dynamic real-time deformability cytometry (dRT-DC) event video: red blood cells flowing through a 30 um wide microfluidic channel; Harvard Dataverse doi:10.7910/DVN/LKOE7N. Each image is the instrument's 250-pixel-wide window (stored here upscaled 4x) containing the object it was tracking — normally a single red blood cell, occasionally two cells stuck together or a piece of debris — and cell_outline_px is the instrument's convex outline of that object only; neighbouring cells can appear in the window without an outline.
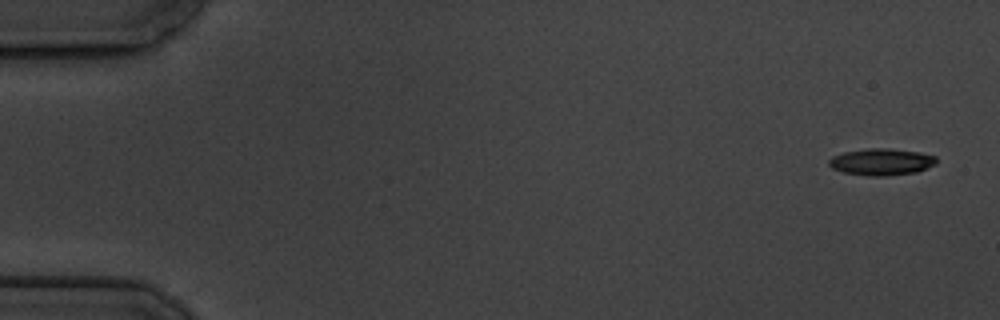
{"species": "common noctule bat (a hibernating species)", "species_latin": "Nyctalus noctula", "temperature_condition": "cold", "stored_images_in_passage": 7, "camera_frame_rate_fps": 3000, "um_per_image_px": 0.085, "animal": {"sex": "male", "body_mass_g": 19.5, "forearm_length_mm": 54.6}, "frame": {"image": 1, "passage_image": 1, "time_ms": 0.0, "image_size_px": [1000, 320], "cell_outline_px": [[936, 164], [916, 172], [888, 176], [868, 176], [844, 172], [832, 168], [828, 164], [828, 160], [832, 156], [844, 152], [868, 148], [888, 148], [920, 152], [936, 156]], "centroid_in_image_um": [74.92, 13.76], "position_along_channel_um": 10.1, "area_um2": 16.82}}
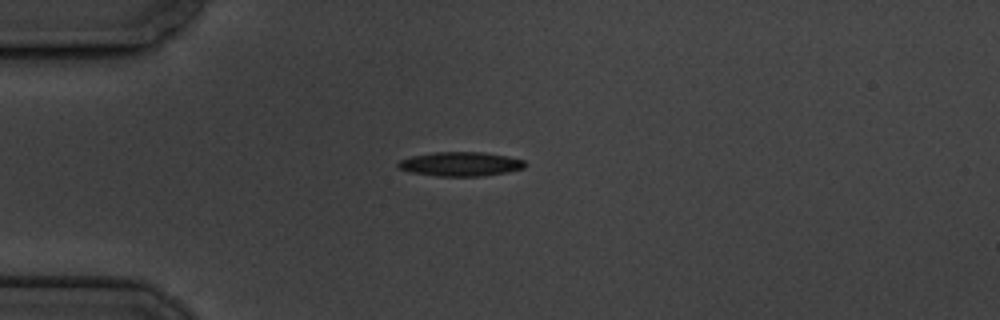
{"frame": {"image": 2, "passage_image": 5, "time_ms": 4.333, "image_size_px": [1000, 320], "cell_outline_px": [[528, 164], [524, 168], [508, 172], [484, 176], [436, 176], [412, 172], [400, 168], [396, 164], [400, 160], [412, 156], [432, 152], [484, 152], [508, 156], [524, 160]], "centroid_in_image_um": [39.19, 13.94], "position_along_channel_um": 45.8, "area_um2": 17.98}}
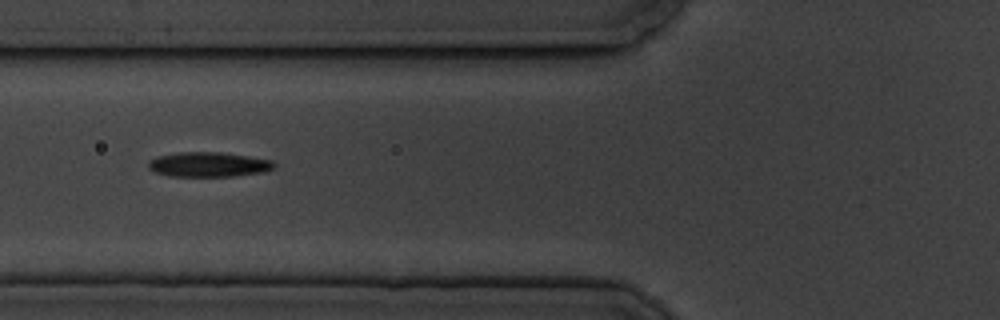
{"frame": {"image": 3, "passage_image": 7, "time_ms": 6.667, "image_size_px": [1000, 320], "cell_outline_px": [[276, 164], [272, 168], [264, 172], [232, 176], [168, 176], [156, 172], [148, 168], [148, 164], [152, 160], [160, 156], [180, 152], [220, 152], [248, 156], [272, 160]], "centroid_in_image_um": [17.75, 13.98], "position_along_channel_um": 108.0, "area_um2": 17.92}}